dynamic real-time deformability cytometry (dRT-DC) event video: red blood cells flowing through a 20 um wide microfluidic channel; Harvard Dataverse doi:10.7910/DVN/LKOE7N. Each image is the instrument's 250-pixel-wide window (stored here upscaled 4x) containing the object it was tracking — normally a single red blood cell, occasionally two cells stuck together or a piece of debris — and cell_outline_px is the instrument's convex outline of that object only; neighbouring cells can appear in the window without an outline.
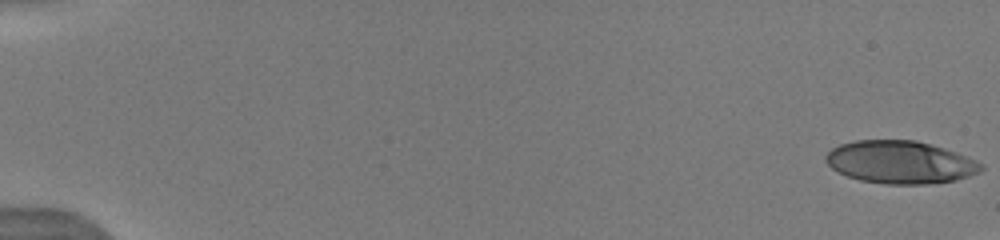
{"species": "human", "species_latin": "Homo sapiens", "temperature_condition": "warm", "stored_images_in_passage": 72, "camera_frame_rate_fps": 3000, "um_per_image_px": 0.085, "donor": {"sex": "male"}, "frame": {"image": 1, "passage_image": 1, "time_ms": 0.0, "image_size_px": [1000, 240], "cell_outline_px": [[984, 168], [980, 172], [956, 180], [928, 184], [884, 184], [860, 180], [848, 176], [832, 168], [824, 160], [824, 156], [832, 148], [840, 144], [856, 140], [916, 140], [944, 148], [956, 152], [976, 160], [984, 164]], "centroid_in_image_um": [76.53, 13.79], "position_along_channel_um": 8.5, "area_um2": 38.73}}
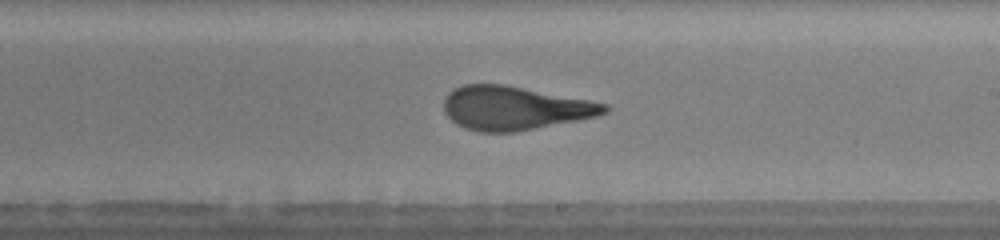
{"frame": {"image": 2, "passage_image": 47, "time_ms": 10.333, "image_size_px": [1000, 240], "cell_outline_px": [[608, 112], [596, 116], [576, 120], [512, 132], [480, 132], [456, 124], [444, 112], [444, 96], [452, 88], [464, 84], [504, 84], [588, 100], [608, 104]], "centroid_in_image_um": [43.68, 9.17], "position_along_channel_um": 245.3, "area_um2": 40.52}}
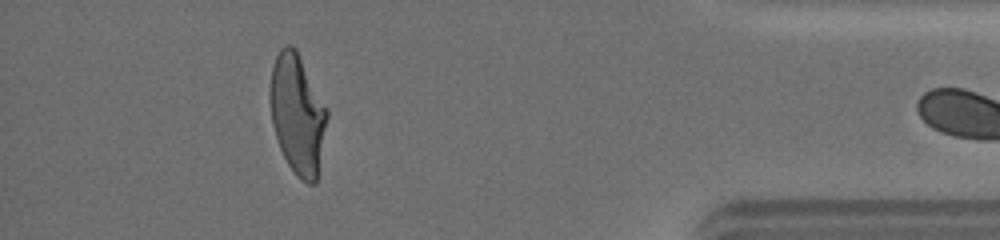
{"frame": {"image": 3, "passage_image": 71, "time_ms": 15.333, "image_size_px": [1000, 240], "cell_outline_px": [[328, 116], [316, 184], [308, 184], [300, 180], [296, 176], [288, 164], [280, 148], [272, 124], [272, 68], [276, 56], [280, 48], [284, 44], [292, 44], [296, 48], [328, 108]], "centroid_in_image_um": [25.33, 9.71], "position_along_channel_um": 409.9, "area_um2": 39.48}}